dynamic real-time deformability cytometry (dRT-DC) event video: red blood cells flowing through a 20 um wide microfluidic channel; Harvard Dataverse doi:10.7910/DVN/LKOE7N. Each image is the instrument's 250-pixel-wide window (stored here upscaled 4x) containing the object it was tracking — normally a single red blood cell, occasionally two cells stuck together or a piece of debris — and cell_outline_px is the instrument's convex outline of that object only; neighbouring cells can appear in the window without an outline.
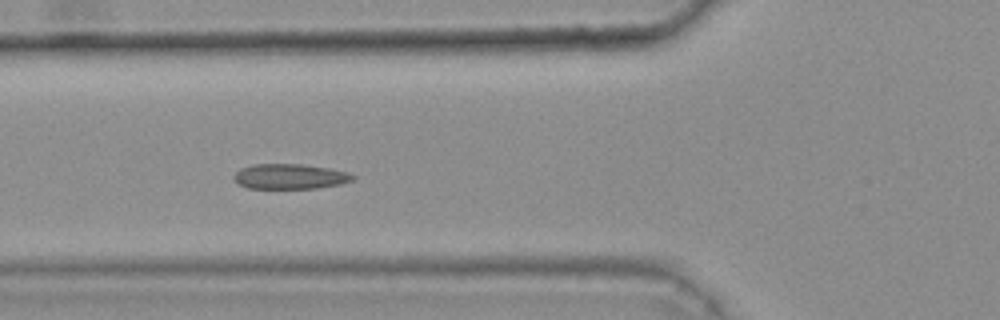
{"species": "common noctule bat (a hibernating species)", "species_latin": "Nyctalus noctula", "temperature_condition": "warm", "stored_images_in_passage": 44, "camera_frame_rate_fps": 3000, "um_per_image_px": 0.085, "animal": {"sex": "female", "body_mass_g": 25.1}, "frame": {"image": 1, "passage_image": 19, "time_ms": 6.0, "image_size_px": [1000, 320], "cell_outline_px": [[356, 180], [340, 184], [316, 188], [248, 188], [236, 184], [232, 176], [240, 168], [252, 164], [304, 164], [328, 168], [348, 172], [356, 176]], "centroid_in_image_um": [24.63, 15.0], "position_along_channel_um": 101.2, "area_um2": 17.63}, "authors_computed_cell_mechanics": {"area_um2": 17.34, "velocity_mm_per_s": 3.7592, "shape_relaxation_time_tau1_ms": 6.0582, "shape_relaxation_time_tau2_ms": 1.0158, "deformation_change_tau1": 0.1259, "deformation_change_tau2": 0.0628}}